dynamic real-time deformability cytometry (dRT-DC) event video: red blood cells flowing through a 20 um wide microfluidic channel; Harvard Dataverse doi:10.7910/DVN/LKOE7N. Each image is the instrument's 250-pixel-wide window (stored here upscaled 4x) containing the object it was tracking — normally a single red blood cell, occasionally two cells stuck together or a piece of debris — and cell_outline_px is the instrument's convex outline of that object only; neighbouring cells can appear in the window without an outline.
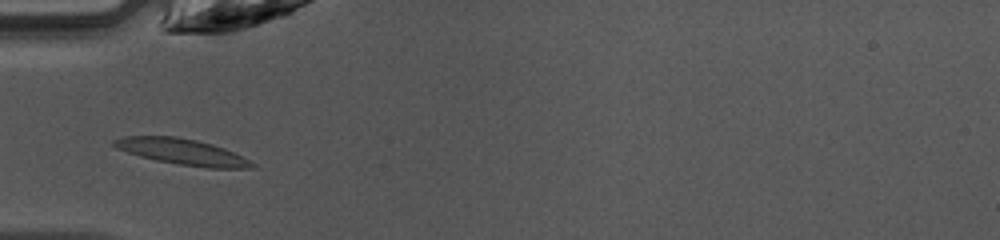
{"species": "common noctule bat (a hibernating species)", "species_latin": "Nyctalus noctula", "temperature_condition": "warm", "stored_images_in_passage": 36, "camera_frame_rate_fps": 3000, "um_per_image_px": 0.085, "animal": {"sex": "female", "body_mass_g": 10.0, "forearm_length_mm": 53.1}, "frame": {"image": 1, "passage_image": 4, "time_ms": 1.0, "image_size_px": [1000, 240], "cell_outline_px": [[256, 168], [208, 168], [180, 164], [156, 160], [140, 156], [116, 148], [112, 144], [112, 140], [124, 136], [176, 136], [196, 140], [212, 144], [224, 148], [256, 164]], "centroid_in_image_um": [15.47, 12.89], "position_along_channel_um": 69.5, "area_um2": 20.63}}
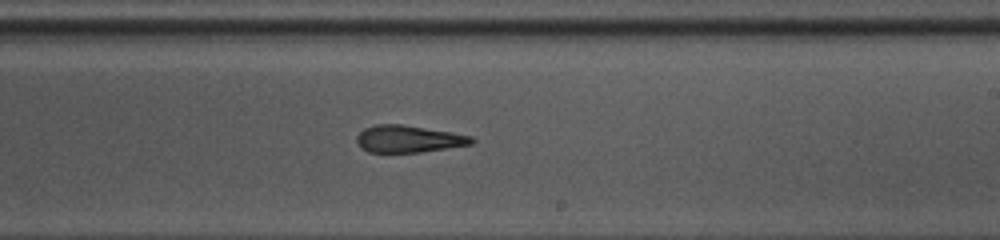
{"frame": {"image": 2, "passage_image": 17, "time_ms": 5.333, "image_size_px": [1000, 240], "cell_outline_px": [[476, 140], [472, 144], [420, 152], [368, 152], [356, 140], [356, 136], [364, 128], [376, 124], [400, 124], [452, 132], [472, 136]], "centroid_in_image_um": [34.74, 11.8], "position_along_channel_um": 254.3, "area_um2": 17.98}}
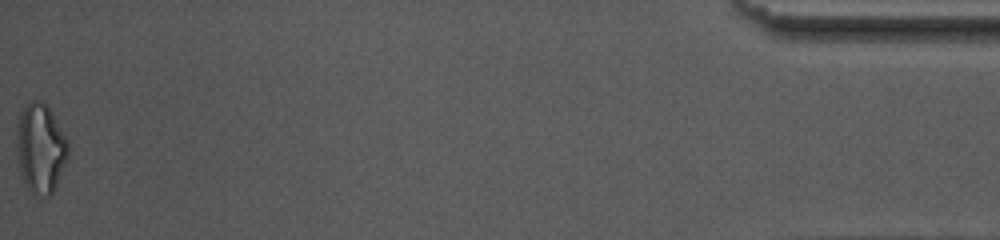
{"frame": {"image": 3, "passage_image": 36, "time_ms": 11.667, "image_size_px": [1000, 240], "cell_outline_px": [[68, 160], [52, 192], [48, 196], [44, 196], [32, 192], [28, 188], [20, 172], [16, 136], [16, 124], [20, 112], [32, 100], [40, 100], [48, 104], [68, 140]], "centroid_in_image_um": [3.46, 12.55], "position_along_channel_um": 431.7, "area_um2": 26.88}, "authors_computed_cell_mechanics": {"area_um2": 19.2185, "velocity_mm_per_s": 4.2357, "shape_relaxation_time_tau1_ms": 4.0007, "shape_relaxation_time_tau2_ms": 2.4645, "deformation_change_tau1": 0.2097, "deformation_change_tau2": 0.1433}}